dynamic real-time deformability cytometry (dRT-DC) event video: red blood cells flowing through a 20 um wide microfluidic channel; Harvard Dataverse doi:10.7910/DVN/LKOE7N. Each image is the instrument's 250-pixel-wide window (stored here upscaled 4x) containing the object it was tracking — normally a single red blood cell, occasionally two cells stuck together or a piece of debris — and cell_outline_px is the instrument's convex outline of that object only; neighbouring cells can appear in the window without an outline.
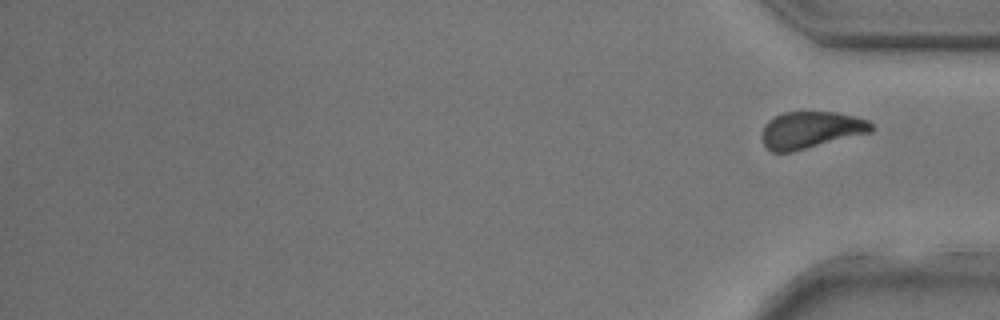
{"species": "common noctule bat (a hibernating species)", "species_latin": "Nyctalus noctula", "temperature_condition": "room temperature", "stored_images_in_passage": 41, "segment_of_instrument_passage": [2, 2], "camera_frame_rate_fps": 3000, "um_per_image_px": 0.085, "animal": {"sex": "male", "body_mass_g": 17.9, "forearm_length_mm": 54.2}, "frame": {"image": 1, "passage_image": 41, "time_ms": 13.333, "image_size_px": [1000, 320], "cell_outline_px": [[876, 128], [872, 132], [792, 152], [772, 152], [764, 144], [760, 136], [764, 124], [768, 120], [784, 112], [836, 112], [856, 116], [868, 120]], "centroid_in_image_um": [68.93, 11.04], "position_along_channel_um": 366.3, "area_um2": 23.76}}